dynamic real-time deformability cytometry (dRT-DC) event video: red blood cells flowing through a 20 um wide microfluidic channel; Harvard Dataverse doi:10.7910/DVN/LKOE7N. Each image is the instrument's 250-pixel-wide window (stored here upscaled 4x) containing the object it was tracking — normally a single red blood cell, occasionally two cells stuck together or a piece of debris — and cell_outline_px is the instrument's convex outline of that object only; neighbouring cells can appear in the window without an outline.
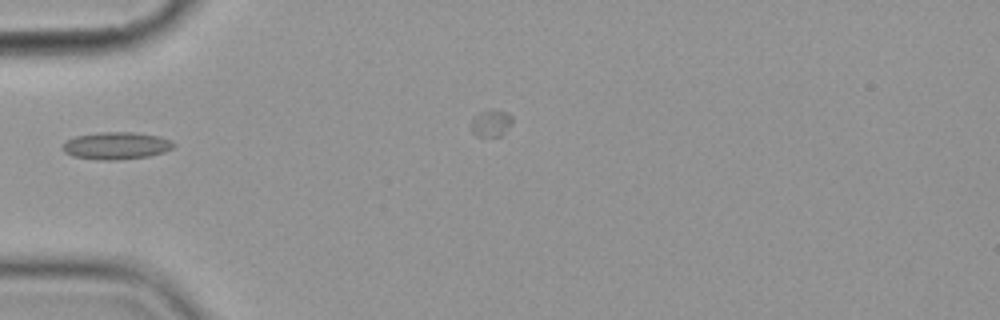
{"species": "common noctule bat (a hibernating species)", "species_latin": "Nyctalus noctula", "temperature_condition": "cold", "stored_images_in_passage": 3, "camera_frame_rate_fps": 3000, "um_per_image_px": 0.085, "animal": {"sex": "female", "body_mass_g": 19.9}, "frame": {"image": 1, "passage_image": 2, "time_ms": 1.333, "image_size_px": [1000, 320], "cell_outline_px": [[176, 144], [172, 148], [164, 152], [148, 156], [116, 160], [100, 160], [72, 156], [64, 152], [60, 148], [68, 140], [76, 136], [100, 132], [136, 132], [160, 136]], "centroid_in_image_um": [9.87, 12.38], "position_along_channel_um": 75.1, "area_um2": 17.63}}